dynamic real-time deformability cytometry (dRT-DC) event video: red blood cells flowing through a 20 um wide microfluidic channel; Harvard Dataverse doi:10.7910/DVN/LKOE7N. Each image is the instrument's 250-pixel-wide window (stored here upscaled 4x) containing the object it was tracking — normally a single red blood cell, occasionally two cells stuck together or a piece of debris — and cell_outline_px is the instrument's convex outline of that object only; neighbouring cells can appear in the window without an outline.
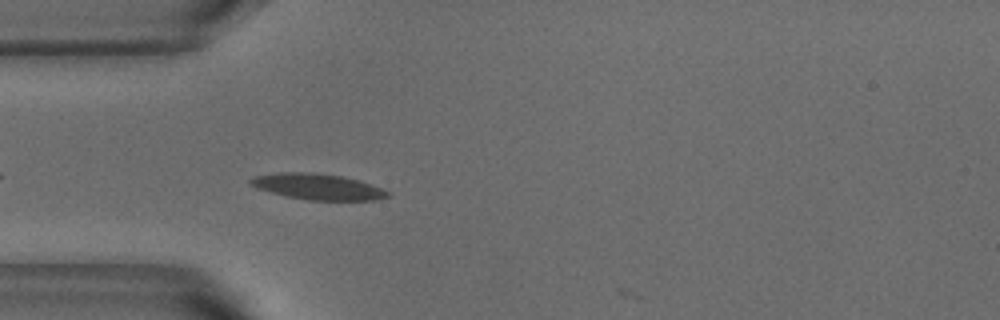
{"species": "common noctule bat (a hibernating species)", "species_latin": "Nyctalus noctula", "temperature_condition": "warm", "stored_images_in_passage": 5, "camera_frame_rate_fps": 3000, "um_per_image_px": 0.085, "animal": {"sex": "male", "body_mass_g": 18.8}, "frame": {"image": 1, "passage_image": 4, "time_ms": 1.0, "image_size_px": [1000, 320], "cell_outline_px": [[392, 196], [376, 200], [308, 200], [288, 196], [256, 188], [248, 184], [248, 180], [252, 176], [276, 172], [312, 172], [340, 176], [360, 180], [380, 188], [388, 192]], "centroid_in_image_um": [26.96, 15.86], "position_along_channel_um": 58.0, "area_um2": 20.75}}